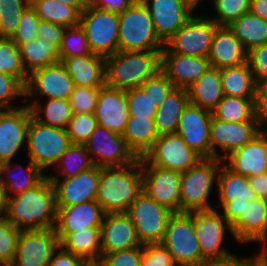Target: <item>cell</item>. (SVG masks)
Returning <instances> with one entry per match:
<instances>
[{
	"label": "cell",
	"instance_id": "2e32d148",
	"mask_svg": "<svg viewBox=\"0 0 267 266\" xmlns=\"http://www.w3.org/2000/svg\"><path fill=\"white\" fill-rule=\"evenodd\" d=\"M58 246L54 228L20 230L16 254L10 266H48Z\"/></svg>",
	"mask_w": 267,
	"mask_h": 266
},
{
	"label": "cell",
	"instance_id": "bcb514c9",
	"mask_svg": "<svg viewBox=\"0 0 267 266\" xmlns=\"http://www.w3.org/2000/svg\"><path fill=\"white\" fill-rule=\"evenodd\" d=\"M213 8L217 17H211L219 26H228L249 12L250 0H214Z\"/></svg>",
	"mask_w": 267,
	"mask_h": 266
},
{
	"label": "cell",
	"instance_id": "e575fe53",
	"mask_svg": "<svg viewBox=\"0 0 267 266\" xmlns=\"http://www.w3.org/2000/svg\"><path fill=\"white\" fill-rule=\"evenodd\" d=\"M28 162L29 164L25 169L21 165L17 166V163L13 165L12 163L14 162H12V160L0 163V185L4 189L5 197H10L11 195L9 194L11 192L14 196L36 186L46 176L42 173V170L30 160ZM16 167L23 169L22 172L25 174L23 178H19V176L15 177L16 175H13L14 173L12 172H14V168Z\"/></svg>",
	"mask_w": 267,
	"mask_h": 266
},
{
	"label": "cell",
	"instance_id": "ba28073f",
	"mask_svg": "<svg viewBox=\"0 0 267 266\" xmlns=\"http://www.w3.org/2000/svg\"><path fill=\"white\" fill-rule=\"evenodd\" d=\"M28 159L42 171L56 164L70 146L66 129L40 123L30 118L27 131Z\"/></svg>",
	"mask_w": 267,
	"mask_h": 266
},
{
	"label": "cell",
	"instance_id": "b9f144b4",
	"mask_svg": "<svg viewBox=\"0 0 267 266\" xmlns=\"http://www.w3.org/2000/svg\"><path fill=\"white\" fill-rule=\"evenodd\" d=\"M55 165L60 169L59 174L67 178L88 170L94 163L84 144H70Z\"/></svg>",
	"mask_w": 267,
	"mask_h": 266
},
{
	"label": "cell",
	"instance_id": "30bf717a",
	"mask_svg": "<svg viewBox=\"0 0 267 266\" xmlns=\"http://www.w3.org/2000/svg\"><path fill=\"white\" fill-rule=\"evenodd\" d=\"M219 25L211 18L194 16L177 30L164 44L161 52L207 57L214 34Z\"/></svg>",
	"mask_w": 267,
	"mask_h": 266
},
{
	"label": "cell",
	"instance_id": "7a4b0ae2",
	"mask_svg": "<svg viewBox=\"0 0 267 266\" xmlns=\"http://www.w3.org/2000/svg\"><path fill=\"white\" fill-rule=\"evenodd\" d=\"M142 189L140 160L123 166L100 167L96 201L105 213H126Z\"/></svg>",
	"mask_w": 267,
	"mask_h": 266
},
{
	"label": "cell",
	"instance_id": "11a10c76",
	"mask_svg": "<svg viewBox=\"0 0 267 266\" xmlns=\"http://www.w3.org/2000/svg\"><path fill=\"white\" fill-rule=\"evenodd\" d=\"M143 247L110 252L101 255V266H141Z\"/></svg>",
	"mask_w": 267,
	"mask_h": 266
},
{
	"label": "cell",
	"instance_id": "52a82bcc",
	"mask_svg": "<svg viewBox=\"0 0 267 266\" xmlns=\"http://www.w3.org/2000/svg\"><path fill=\"white\" fill-rule=\"evenodd\" d=\"M161 243L176 266H199L204 261L193 226V212L173 213Z\"/></svg>",
	"mask_w": 267,
	"mask_h": 266
},
{
	"label": "cell",
	"instance_id": "e0dca14e",
	"mask_svg": "<svg viewBox=\"0 0 267 266\" xmlns=\"http://www.w3.org/2000/svg\"><path fill=\"white\" fill-rule=\"evenodd\" d=\"M74 87L75 84L65 65L59 61L29 74L25 85V99H22L27 102L28 97L38 93L48 98L69 100Z\"/></svg>",
	"mask_w": 267,
	"mask_h": 266
},
{
	"label": "cell",
	"instance_id": "4fadbf2b",
	"mask_svg": "<svg viewBox=\"0 0 267 266\" xmlns=\"http://www.w3.org/2000/svg\"><path fill=\"white\" fill-rule=\"evenodd\" d=\"M84 145L94 165L101 168L123 166L140 160L128 147L123 135L99 125Z\"/></svg>",
	"mask_w": 267,
	"mask_h": 266
},
{
	"label": "cell",
	"instance_id": "ee69618b",
	"mask_svg": "<svg viewBox=\"0 0 267 266\" xmlns=\"http://www.w3.org/2000/svg\"><path fill=\"white\" fill-rule=\"evenodd\" d=\"M93 54L90 50L85 31L80 24L65 28L59 47V58Z\"/></svg>",
	"mask_w": 267,
	"mask_h": 266
},
{
	"label": "cell",
	"instance_id": "03108f58",
	"mask_svg": "<svg viewBox=\"0 0 267 266\" xmlns=\"http://www.w3.org/2000/svg\"><path fill=\"white\" fill-rule=\"evenodd\" d=\"M249 11L267 21V0H250Z\"/></svg>",
	"mask_w": 267,
	"mask_h": 266
},
{
	"label": "cell",
	"instance_id": "9a60e30c",
	"mask_svg": "<svg viewBox=\"0 0 267 266\" xmlns=\"http://www.w3.org/2000/svg\"><path fill=\"white\" fill-rule=\"evenodd\" d=\"M193 226L204 260L223 259L231 255L222 247L225 229L232 234L231 225L222 213L211 210L193 211Z\"/></svg>",
	"mask_w": 267,
	"mask_h": 266
},
{
	"label": "cell",
	"instance_id": "db71d44e",
	"mask_svg": "<svg viewBox=\"0 0 267 266\" xmlns=\"http://www.w3.org/2000/svg\"><path fill=\"white\" fill-rule=\"evenodd\" d=\"M40 18L36 15L35 10L29 5L22 13L17 32L12 38L16 44H24L37 39V28Z\"/></svg>",
	"mask_w": 267,
	"mask_h": 266
},
{
	"label": "cell",
	"instance_id": "e7e4bbea",
	"mask_svg": "<svg viewBox=\"0 0 267 266\" xmlns=\"http://www.w3.org/2000/svg\"><path fill=\"white\" fill-rule=\"evenodd\" d=\"M251 188L255 191V194L259 198H265L267 196L266 190V173L248 177Z\"/></svg>",
	"mask_w": 267,
	"mask_h": 266
},
{
	"label": "cell",
	"instance_id": "816d5d0a",
	"mask_svg": "<svg viewBox=\"0 0 267 266\" xmlns=\"http://www.w3.org/2000/svg\"><path fill=\"white\" fill-rule=\"evenodd\" d=\"M141 87L155 102L156 107L161 106L163 101L175 88L174 84L161 70L151 78H148Z\"/></svg>",
	"mask_w": 267,
	"mask_h": 266
},
{
	"label": "cell",
	"instance_id": "4dcf8cb0",
	"mask_svg": "<svg viewBox=\"0 0 267 266\" xmlns=\"http://www.w3.org/2000/svg\"><path fill=\"white\" fill-rule=\"evenodd\" d=\"M187 93L189 103L212 112L225 96L220 69L210 66L197 81L189 86Z\"/></svg>",
	"mask_w": 267,
	"mask_h": 266
},
{
	"label": "cell",
	"instance_id": "60d3db41",
	"mask_svg": "<svg viewBox=\"0 0 267 266\" xmlns=\"http://www.w3.org/2000/svg\"><path fill=\"white\" fill-rule=\"evenodd\" d=\"M214 118L230 123L258 121L254 115L253 98L225 95L212 111Z\"/></svg>",
	"mask_w": 267,
	"mask_h": 266
},
{
	"label": "cell",
	"instance_id": "2644e50d",
	"mask_svg": "<svg viewBox=\"0 0 267 266\" xmlns=\"http://www.w3.org/2000/svg\"><path fill=\"white\" fill-rule=\"evenodd\" d=\"M194 10L201 0H185Z\"/></svg>",
	"mask_w": 267,
	"mask_h": 266
},
{
	"label": "cell",
	"instance_id": "8992f818",
	"mask_svg": "<svg viewBox=\"0 0 267 266\" xmlns=\"http://www.w3.org/2000/svg\"><path fill=\"white\" fill-rule=\"evenodd\" d=\"M224 162L216 157L202 158L182 173L180 212L214 209L209 203L212 186L217 181L219 166Z\"/></svg>",
	"mask_w": 267,
	"mask_h": 266
},
{
	"label": "cell",
	"instance_id": "7dc6e473",
	"mask_svg": "<svg viewBox=\"0 0 267 266\" xmlns=\"http://www.w3.org/2000/svg\"><path fill=\"white\" fill-rule=\"evenodd\" d=\"M98 126L92 113L72 114L66 128L71 144H85Z\"/></svg>",
	"mask_w": 267,
	"mask_h": 266
},
{
	"label": "cell",
	"instance_id": "5bb4252c",
	"mask_svg": "<svg viewBox=\"0 0 267 266\" xmlns=\"http://www.w3.org/2000/svg\"><path fill=\"white\" fill-rule=\"evenodd\" d=\"M143 175V192L173 213H180L181 172L149 165L140 158Z\"/></svg>",
	"mask_w": 267,
	"mask_h": 266
},
{
	"label": "cell",
	"instance_id": "680465c9",
	"mask_svg": "<svg viewBox=\"0 0 267 266\" xmlns=\"http://www.w3.org/2000/svg\"><path fill=\"white\" fill-rule=\"evenodd\" d=\"M253 105L255 118L262 124L267 119V80L256 82Z\"/></svg>",
	"mask_w": 267,
	"mask_h": 266
},
{
	"label": "cell",
	"instance_id": "74e56055",
	"mask_svg": "<svg viewBox=\"0 0 267 266\" xmlns=\"http://www.w3.org/2000/svg\"><path fill=\"white\" fill-rule=\"evenodd\" d=\"M228 28L240 40L246 51L267 44V21L250 11L233 21Z\"/></svg>",
	"mask_w": 267,
	"mask_h": 266
},
{
	"label": "cell",
	"instance_id": "6da1fadb",
	"mask_svg": "<svg viewBox=\"0 0 267 266\" xmlns=\"http://www.w3.org/2000/svg\"><path fill=\"white\" fill-rule=\"evenodd\" d=\"M5 198V218L18 229H53L55 227L56 193L47 175L36 186Z\"/></svg>",
	"mask_w": 267,
	"mask_h": 266
},
{
	"label": "cell",
	"instance_id": "3957f363",
	"mask_svg": "<svg viewBox=\"0 0 267 266\" xmlns=\"http://www.w3.org/2000/svg\"><path fill=\"white\" fill-rule=\"evenodd\" d=\"M161 51H117L105 57V85L127 91L161 70Z\"/></svg>",
	"mask_w": 267,
	"mask_h": 266
},
{
	"label": "cell",
	"instance_id": "4316f807",
	"mask_svg": "<svg viewBox=\"0 0 267 266\" xmlns=\"http://www.w3.org/2000/svg\"><path fill=\"white\" fill-rule=\"evenodd\" d=\"M105 211L96 200L72 206H57L56 233H71L86 227L101 226Z\"/></svg>",
	"mask_w": 267,
	"mask_h": 266
},
{
	"label": "cell",
	"instance_id": "003e7915",
	"mask_svg": "<svg viewBox=\"0 0 267 266\" xmlns=\"http://www.w3.org/2000/svg\"><path fill=\"white\" fill-rule=\"evenodd\" d=\"M199 266H230V255L223 259L204 260Z\"/></svg>",
	"mask_w": 267,
	"mask_h": 266
},
{
	"label": "cell",
	"instance_id": "1f68e13d",
	"mask_svg": "<svg viewBox=\"0 0 267 266\" xmlns=\"http://www.w3.org/2000/svg\"><path fill=\"white\" fill-rule=\"evenodd\" d=\"M215 184H217V196L219 197L221 207L235 199L251 202L257 198L255 191L250 186L248 177L236 173L224 163L219 166Z\"/></svg>",
	"mask_w": 267,
	"mask_h": 266
},
{
	"label": "cell",
	"instance_id": "277c9868",
	"mask_svg": "<svg viewBox=\"0 0 267 266\" xmlns=\"http://www.w3.org/2000/svg\"><path fill=\"white\" fill-rule=\"evenodd\" d=\"M223 217L240 243L258 242L267 248V207L264 198L233 200L223 207Z\"/></svg>",
	"mask_w": 267,
	"mask_h": 266
},
{
	"label": "cell",
	"instance_id": "f546056e",
	"mask_svg": "<svg viewBox=\"0 0 267 266\" xmlns=\"http://www.w3.org/2000/svg\"><path fill=\"white\" fill-rule=\"evenodd\" d=\"M101 226L86 227L71 233H56L59 245L66 251L82 257L86 262L101 259Z\"/></svg>",
	"mask_w": 267,
	"mask_h": 266
},
{
	"label": "cell",
	"instance_id": "836d02e7",
	"mask_svg": "<svg viewBox=\"0 0 267 266\" xmlns=\"http://www.w3.org/2000/svg\"><path fill=\"white\" fill-rule=\"evenodd\" d=\"M158 137L154 118L129 117L123 138L138 158L144 157Z\"/></svg>",
	"mask_w": 267,
	"mask_h": 266
},
{
	"label": "cell",
	"instance_id": "83f0119b",
	"mask_svg": "<svg viewBox=\"0 0 267 266\" xmlns=\"http://www.w3.org/2000/svg\"><path fill=\"white\" fill-rule=\"evenodd\" d=\"M207 58L211 67L223 69L247 62V51L228 26H219Z\"/></svg>",
	"mask_w": 267,
	"mask_h": 266
},
{
	"label": "cell",
	"instance_id": "d6986e66",
	"mask_svg": "<svg viewBox=\"0 0 267 266\" xmlns=\"http://www.w3.org/2000/svg\"><path fill=\"white\" fill-rule=\"evenodd\" d=\"M212 112L188 103L179 119L176 133L202 158H212L210 124Z\"/></svg>",
	"mask_w": 267,
	"mask_h": 266
},
{
	"label": "cell",
	"instance_id": "44dd1931",
	"mask_svg": "<svg viewBox=\"0 0 267 266\" xmlns=\"http://www.w3.org/2000/svg\"><path fill=\"white\" fill-rule=\"evenodd\" d=\"M32 111L27 105L0 110V163L13 157L27 142V131Z\"/></svg>",
	"mask_w": 267,
	"mask_h": 266
},
{
	"label": "cell",
	"instance_id": "603a6c76",
	"mask_svg": "<svg viewBox=\"0 0 267 266\" xmlns=\"http://www.w3.org/2000/svg\"><path fill=\"white\" fill-rule=\"evenodd\" d=\"M94 115L99 126L123 135L130 117L125 91L107 85L100 87Z\"/></svg>",
	"mask_w": 267,
	"mask_h": 266
},
{
	"label": "cell",
	"instance_id": "2a66077c",
	"mask_svg": "<svg viewBox=\"0 0 267 266\" xmlns=\"http://www.w3.org/2000/svg\"><path fill=\"white\" fill-rule=\"evenodd\" d=\"M264 200H265L266 207H267V196L264 198Z\"/></svg>",
	"mask_w": 267,
	"mask_h": 266
},
{
	"label": "cell",
	"instance_id": "d590c367",
	"mask_svg": "<svg viewBox=\"0 0 267 266\" xmlns=\"http://www.w3.org/2000/svg\"><path fill=\"white\" fill-rule=\"evenodd\" d=\"M224 95L254 98L256 81L248 62L220 69Z\"/></svg>",
	"mask_w": 267,
	"mask_h": 266
},
{
	"label": "cell",
	"instance_id": "a7ac6f4b",
	"mask_svg": "<svg viewBox=\"0 0 267 266\" xmlns=\"http://www.w3.org/2000/svg\"><path fill=\"white\" fill-rule=\"evenodd\" d=\"M60 2L75 6L80 12L86 7L87 0H58Z\"/></svg>",
	"mask_w": 267,
	"mask_h": 266
},
{
	"label": "cell",
	"instance_id": "ac0fdd59",
	"mask_svg": "<svg viewBox=\"0 0 267 266\" xmlns=\"http://www.w3.org/2000/svg\"><path fill=\"white\" fill-rule=\"evenodd\" d=\"M261 128L259 121L230 123L212 116L210 124L212 157L223 160L231 152L258 136L261 133ZM217 146L221 148V151H225L223 155L219 154Z\"/></svg>",
	"mask_w": 267,
	"mask_h": 266
},
{
	"label": "cell",
	"instance_id": "94428289",
	"mask_svg": "<svg viewBox=\"0 0 267 266\" xmlns=\"http://www.w3.org/2000/svg\"><path fill=\"white\" fill-rule=\"evenodd\" d=\"M86 261L64 250L60 245L53 251L48 266H82Z\"/></svg>",
	"mask_w": 267,
	"mask_h": 266
},
{
	"label": "cell",
	"instance_id": "be15d7a7",
	"mask_svg": "<svg viewBox=\"0 0 267 266\" xmlns=\"http://www.w3.org/2000/svg\"><path fill=\"white\" fill-rule=\"evenodd\" d=\"M230 266H267V248H263L259 254L254 257L238 258L236 255H230Z\"/></svg>",
	"mask_w": 267,
	"mask_h": 266
},
{
	"label": "cell",
	"instance_id": "9f6ffc18",
	"mask_svg": "<svg viewBox=\"0 0 267 266\" xmlns=\"http://www.w3.org/2000/svg\"><path fill=\"white\" fill-rule=\"evenodd\" d=\"M141 266H176V264L162 243H150L143 245Z\"/></svg>",
	"mask_w": 267,
	"mask_h": 266
},
{
	"label": "cell",
	"instance_id": "11e5206c",
	"mask_svg": "<svg viewBox=\"0 0 267 266\" xmlns=\"http://www.w3.org/2000/svg\"><path fill=\"white\" fill-rule=\"evenodd\" d=\"M265 173H266V190H267V171Z\"/></svg>",
	"mask_w": 267,
	"mask_h": 266
},
{
	"label": "cell",
	"instance_id": "ab89813d",
	"mask_svg": "<svg viewBox=\"0 0 267 266\" xmlns=\"http://www.w3.org/2000/svg\"><path fill=\"white\" fill-rule=\"evenodd\" d=\"M47 100L44 106L39 100L28 103L32 115L44 125L66 129L73 114L70 101L68 99L55 98H47ZM43 112L45 119L41 118V113Z\"/></svg>",
	"mask_w": 267,
	"mask_h": 266
},
{
	"label": "cell",
	"instance_id": "5b68a950",
	"mask_svg": "<svg viewBox=\"0 0 267 266\" xmlns=\"http://www.w3.org/2000/svg\"><path fill=\"white\" fill-rule=\"evenodd\" d=\"M119 51H162L164 43L156 35L147 6L136 0L119 14Z\"/></svg>",
	"mask_w": 267,
	"mask_h": 266
},
{
	"label": "cell",
	"instance_id": "9c48e42d",
	"mask_svg": "<svg viewBox=\"0 0 267 266\" xmlns=\"http://www.w3.org/2000/svg\"><path fill=\"white\" fill-rule=\"evenodd\" d=\"M79 24L93 54L108 57L118 51L119 14L87 4L80 14Z\"/></svg>",
	"mask_w": 267,
	"mask_h": 266
},
{
	"label": "cell",
	"instance_id": "7402d4cb",
	"mask_svg": "<svg viewBox=\"0 0 267 266\" xmlns=\"http://www.w3.org/2000/svg\"><path fill=\"white\" fill-rule=\"evenodd\" d=\"M153 21L156 35L165 44L192 16L185 0H142Z\"/></svg>",
	"mask_w": 267,
	"mask_h": 266
},
{
	"label": "cell",
	"instance_id": "89a4df30",
	"mask_svg": "<svg viewBox=\"0 0 267 266\" xmlns=\"http://www.w3.org/2000/svg\"><path fill=\"white\" fill-rule=\"evenodd\" d=\"M5 204L6 198L4 195V189L0 185V218L5 217Z\"/></svg>",
	"mask_w": 267,
	"mask_h": 266
},
{
	"label": "cell",
	"instance_id": "f35d334b",
	"mask_svg": "<svg viewBox=\"0 0 267 266\" xmlns=\"http://www.w3.org/2000/svg\"><path fill=\"white\" fill-rule=\"evenodd\" d=\"M40 20L64 26L78 25L81 12L73 5L58 0H30Z\"/></svg>",
	"mask_w": 267,
	"mask_h": 266
},
{
	"label": "cell",
	"instance_id": "8c879c8a",
	"mask_svg": "<svg viewBox=\"0 0 267 266\" xmlns=\"http://www.w3.org/2000/svg\"><path fill=\"white\" fill-rule=\"evenodd\" d=\"M265 126V128H261V132L264 134V135H267V119L261 124V127Z\"/></svg>",
	"mask_w": 267,
	"mask_h": 266
},
{
	"label": "cell",
	"instance_id": "cb8c5ba5",
	"mask_svg": "<svg viewBox=\"0 0 267 266\" xmlns=\"http://www.w3.org/2000/svg\"><path fill=\"white\" fill-rule=\"evenodd\" d=\"M102 255L143 247L127 213H106L101 225Z\"/></svg>",
	"mask_w": 267,
	"mask_h": 266
},
{
	"label": "cell",
	"instance_id": "6f0895ef",
	"mask_svg": "<svg viewBox=\"0 0 267 266\" xmlns=\"http://www.w3.org/2000/svg\"><path fill=\"white\" fill-rule=\"evenodd\" d=\"M247 62L256 82L267 80V44L247 51Z\"/></svg>",
	"mask_w": 267,
	"mask_h": 266
},
{
	"label": "cell",
	"instance_id": "f907efd6",
	"mask_svg": "<svg viewBox=\"0 0 267 266\" xmlns=\"http://www.w3.org/2000/svg\"><path fill=\"white\" fill-rule=\"evenodd\" d=\"M100 88L75 86L70 95V107L73 114H94Z\"/></svg>",
	"mask_w": 267,
	"mask_h": 266
},
{
	"label": "cell",
	"instance_id": "484cf974",
	"mask_svg": "<svg viewBox=\"0 0 267 266\" xmlns=\"http://www.w3.org/2000/svg\"><path fill=\"white\" fill-rule=\"evenodd\" d=\"M230 169L241 175L252 177L267 171V135L262 132L252 141L234 150L223 161Z\"/></svg>",
	"mask_w": 267,
	"mask_h": 266
},
{
	"label": "cell",
	"instance_id": "8fae6325",
	"mask_svg": "<svg viewBox=\"0 0 267 266\" xmlns=\"http://www.w3.org/2000/svg\"><path fill=\"white\" fill-rule=\"evenodd\" d=\"M135 226L142 245L161 243L169 217L173 214L167 207L158 204L143 191L126 212Z\"/></svg>",
	"mask_w": 267,
	"mask_h": 266
},
{
	"label": "cell",
	"instance_id": "d6a6232c",
	"mask_svg": "<svg viewBox=\"0 0 267 266\" xmlns=\"http://www.w3.org/2000/svg\"><path fill=\"white\" fill-rule=\"evenodd\" d=\"M187 89L174 88L161 106L157 107L154 117L155 126L159 135L176 133L179 119L184 108L188 105Z\"/></svg>",
	"mask_w": 267,
	"mask_h": 266
},
{
	"label": "cell",
	"instance_id": "f5cc1de1",
	"mask_svg": "<svg viewBox=\"0 0 267 266\" xmlns=\"http://www.w3.org/2000/svg\"><path fill=\"white\" fill-rule=\"evenodd\" d=\"M20 96L25 99V85L18 78L0 72V110L21 107L10 102Z\"/></svg>",
	"mask_w": 267,
	"mask_h": 266
},
{
	"label": "cell",
	"instance_id": "753ad0ef",
	"mask_svg": "<svg viewBox=\"0 0 267 266\" xmlns=\"http://www.w3.org/2000/svg\"><path fill=\"white\" fill-rule=\"evenodd\" d=\"M82 266H101L99 262H85Z\"/></svg>",
	"mask_w": 267,
	"mask_h": 266
},
{
	"label": "cell",
	"instance_id": "f6af8a7d",
	"mask_svg": "<svg viewBox=\"0 0 267 266\" xmlns=\"http://www.w3.org/2000/svg\"><path fill=\"white\" fill-rule=\"evenodd\" d=\"M30 0H0V26L2 39H12L17 32L20 17Z\"/></svg>",
	"mask_w": 267,
	"mask_h": 266
},
{
	"label": "cell",
	"instance_id": "6125c7cd",
	"mask_svg": "<svg viewBox=\"0 0 267 266\" xmlns=\"http://www.w3.org/2000/svg\"><path fill=\"white\" fill-rule=\"evenodd\" d=\"M136 0H87V4L113 13L121 14Z\"/></svg>",
	"mask_w": 267,
	"mask_h": 266
},
{
	"label": "cell",
	"instance_id": "d4e9b609",
	"mask_svg": "<svg viewBox=\"0 0 267 266\" xmlns=\"http://www.w3.org/2000/svg\"><path fill=\"white\" fill-rule=\"evenodd\" d=\"M210 67L207 57L161 52V71L175 88L188 89Z\"/></svg>",
	"mask_w": 267,
	"mask_h": 266
},
{
	"label": "cell",
	"instance_id": "7c38bea8",
	"mask_svg": "<svg viewBox=\"0 0 267 266\" xmlns=\"http://www.w3.org/2000/svg\"><path fill=\"white\" fill-rule=\"evenodd\" d=\"M149 165L183 173L202 157L190 148L177 134H162L142 157Z\"/></svg>",
	"mask_w": 267,
	"mask_h": 266
},
{
	"label": "cell",
	"instance_id": "34e18365",
	"mask_svg": "<svg viewBox=\"0 0 267 266\" xmlns=\"http://www.w3.org/2000/svg\"><path fill=\"white\" fill-rule=\"evenodd\" d=\"M0 39H2V31H1V26H0Z\"/></svg>",
	"mask_w": 267,
	"mask_h": 266
},
{
	"label": "cell",
	"instance_id": "f1b7e54d",
	"mask_svg": "<svg viewBox=\"0 0 267 266\" xmlns=\"http://www.w3.org/2000/svg\"><path fill=\"white\" fill-rule=\"evenodd\" d=\"M75 86L100 88L105 85V57L90 54L60 58Z\"/></svg>",
	"mask_w": 267,
	"mask_h": 266
},
{
	"label": "cell",
	"instance_id": "8d00e7d4",
	"mask_svg": "<svg viewBox=\"0 0 267 266\" xmlns=\"http://www.w3.org/2000/svg\"><path fill=\"white\" fill-rule=\"evenodd\" d=\"M16 45L28 74L60 61L59 48L43 38L37 37L36 40Z\"/></svg>",
	"mask_w": 267,
	"mask_h": 266
},
{
	"label": "cell",
	"instance_id": "7bdbcfd3",
	"mask_svg": "<svg viewBox=\"0 0 267 266\" xmlns=\"http://www.w3.org/2000/svg\"><path fill=\"white\" fill-rule=\"evenodd\" d=\"M0 72L18 78L26 85L27 73L18 46L12 39H0Z\"/></svg>",
	"mask_w": 267,
	"mask_h": 266
},
{
	"label": "cell",
	"instance_id": "681fc988",
	"mask_svg": "<svg viewBox=\"0 0 267 266\" xmlns=\"http://www.w3.org/2000/svg\"><path fill=\"white\" fill-rule=\"evenodd\" d=\"M126 99L128 102L130 117H146L154 118L157 112L155 102L150 96L142 89L136 87L125 91Z\"/></svg>",
	"mask_w": 267,
	"mask_h": 266
},
{
	"label": "cell",
	"instance_id": "c3c4849f",
	"mask_svg": "<svg viewBox=\"0 0 267 266\" xmlns=\"http://www.w3.org/2000/svg\"><path fill=\"white\" fill-rule=\"evenodd\" d=\"M20 229L5 217L0 218V263L10 266L16 254Z\"/></svg>",
	"mask_w": 267,
	"mask_h": 266
},
{
	"label": "cell",
	"instance_id": "91938a15",
	"mask_svg": "<svg viewBox=\"0 0 267 266\" xmlns=\"http://www.w3.org/2000/svg\"><path fill=\"white\" fill-rule=\"evenodd\" d=\"M64 30V26L40 20L37 28V37L43 38L59 48L62 42Z\"/></svg>",
	"mask_w": 267,
	"mask_h": 266
},
{
	"label": "cell",
	"instance_id": "ffe728a7",
	"mask_svg": "<svg viewBox=\"0 0 267 266\" xmlns=\"http://www.w3.org/2000/svg\"><path fill=\"white\" fill-rule=\"evenodd\" d=\"M47 177L53 183L57 206H72L96 200L100 177L99 166L94 165L75 176L61 180L57 175Z\"/></svg>",
	"mask_w": 267,
	"mask_h": 266
}]
</instances>
